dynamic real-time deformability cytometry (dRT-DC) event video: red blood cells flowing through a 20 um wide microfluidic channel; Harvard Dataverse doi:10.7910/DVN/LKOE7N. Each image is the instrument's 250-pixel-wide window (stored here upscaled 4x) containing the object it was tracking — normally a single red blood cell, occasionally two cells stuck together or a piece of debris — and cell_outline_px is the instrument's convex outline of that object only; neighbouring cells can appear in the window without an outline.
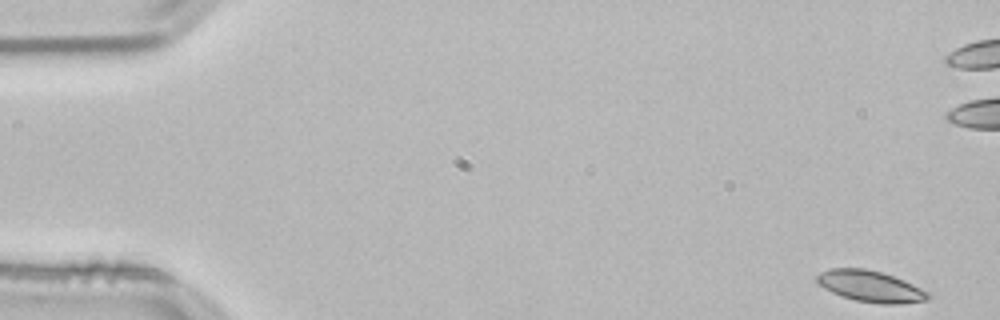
{"species": "common noctule bat (a hibernating species)", "species_latin": "Nyctalus noctula", "temperature_condition": "room temperature", "stored_images_in_passage": 53, "camera_frame_rate_fps": 3000, "um_per_image_px": 0.085, "animal": {"sex": "male", "body_mass_g": 21.5, "forearm_length_mm": 52.0}, "frame": {"image": 1, "passage_image": 1, "time_ms": 0.0, "image_size_px": [1000, 320], "cell_outline_px": [[932, 296], [928, 300], [900, 304], [880, 304], [856, 300], [840, 296], [824, 288], [816, 280], [816, 276], [820, 272], [832, 268], [864, 268], [880, 272], [904, 280], [928, 292]], "centroid_in_image_um": [73.99, 24.34], "position_along_channel_um": 11.0, "area_um2": 20.17}}
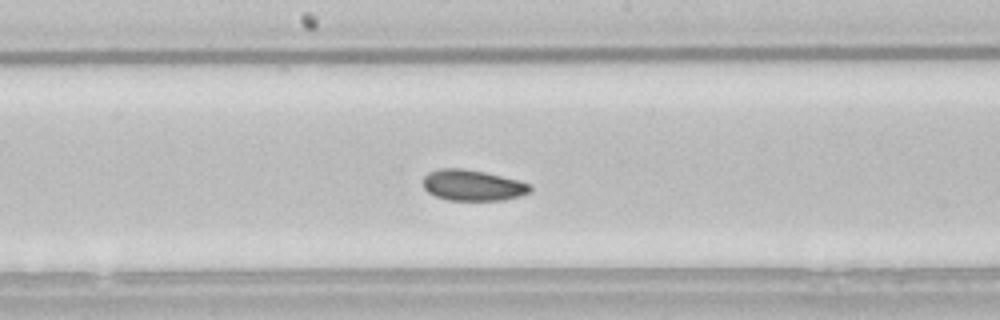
{"frame": {"image": 2, "passage_image": 27, "time_ms": 8.667, "image_size_px": [1000, 320], "cell_outline_px": [[532, 192], [520, 196], [504, 200], [448, 200], [436, 196], [428, 192], [424, 188], [424, 176], [428, 172], [440, 168], [464, 168], [484, 172], [520, 180], [532, 184]], "centroid_in_image_um": [40.22, 15.74], "position_along_channel_um": 208.0, "area_um2": 19.48}}
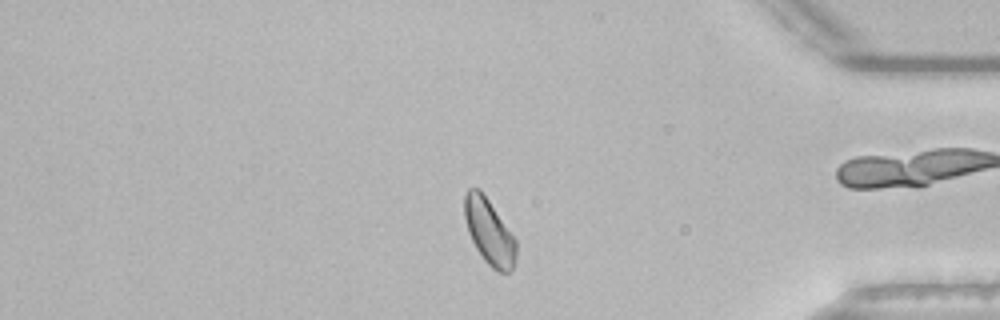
{"frame": {"image": 3, "passage_image": 44, "time_ms": 14.333, "image_size_px": [1000, 320], "cell_outline_px": [[516, 260], [512, 268], [508, 272], [496, 272], [484, 260], [476, 248], [468, 232], [464, 216], [464, 196], [468, 188], [480, 188], [516, 240]], "centroid_in_image_um": [41.57, 19.7], "position_along_channel_um": 393.6, "area_um2": 19.59}, "authors_computed_cell_mechanics": {"area_um2": 19.652, "velocity_mm_per_s": 3.7865, "shape_relaxation_time_tau1_ms": 4.8499, "shape_relaxation_time_tau2_ms": 3.7279, "deformation_change_tau1": 0.078, "deformation_change_tau2": 0.0553}}